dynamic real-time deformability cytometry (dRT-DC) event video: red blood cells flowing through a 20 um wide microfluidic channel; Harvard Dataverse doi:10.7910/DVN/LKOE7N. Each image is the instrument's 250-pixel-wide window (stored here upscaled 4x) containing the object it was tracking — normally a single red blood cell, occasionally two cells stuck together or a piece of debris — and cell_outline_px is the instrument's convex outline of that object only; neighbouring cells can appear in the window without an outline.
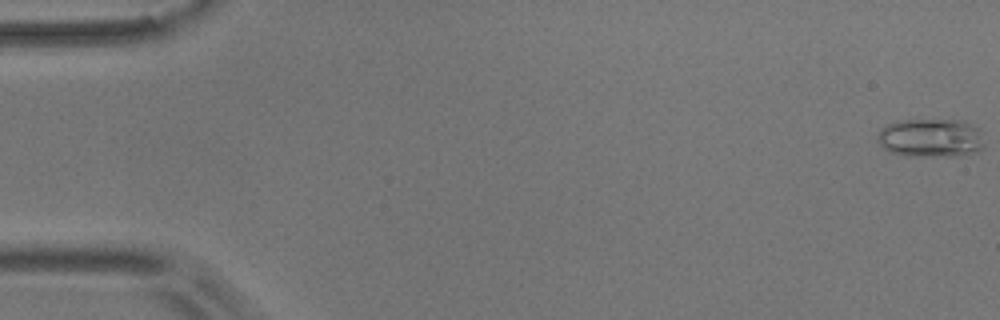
{"species": "common noctule bat (a hibernating species)", "species_latin": "Nyctalus noctula", "temperature_condition": "room temperature", "stored_images_in_passage": 21, "camera_frame_rate_fps": 3000, "um_per_image_px": 0.085, "animal": {"sex": "male", "body_mass_g": 17.9}, "frame": {"image": 1, "passage_image": 1, "time_ms": 0.0, "image_size_px": [1000, 320], "cell_outline_px": [[984, 144], [976, 152], [960, 156], [908, 156], [892, 152], [884, 148], [876, 140], [876, 136], [880, 128], [896, 120], [964, 120], [980, 128]], "centroid_in_image_um": [79.11, 11.71], "position_along_channel_um": 5.9, "area_um2": 24.39}}
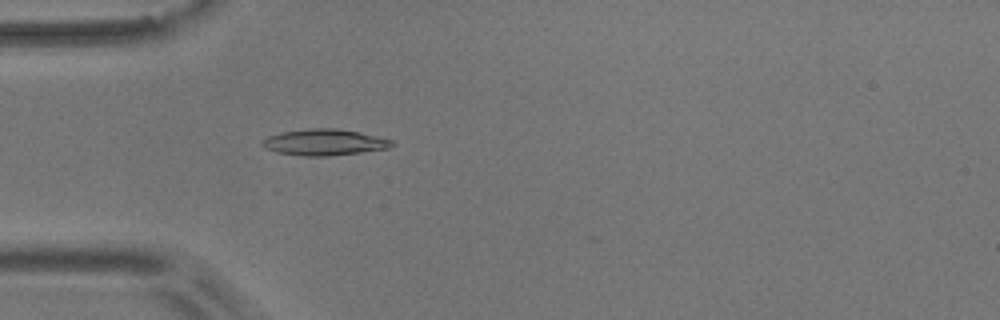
{"frame": {"image": 2, "passage_image": 17, "time_ms": 5.333, "image_size_px": [1000, 320], "cell_outline_px": [[396, 144], [388, 148], [360, 152], [328, 156], [300, 156], [276, 152], [264, 148], [260, 144], [260, 140], [268, 136], [280, 132], [308, 128], [336, 128], [360, 132], [392, 140]], "centroid_in_image_um": [27.51, 12.09], "position_along_channel_um": 57.5, "area_um2": 20.0}}
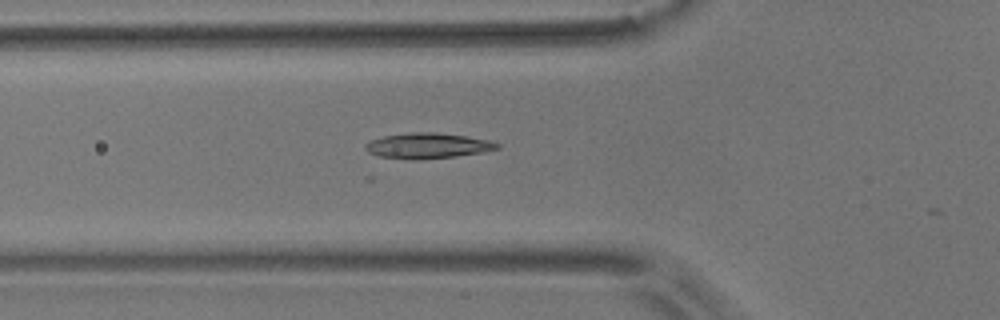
{"frame": {"image": 3, "passage_image": 20, "time_ms": 6.333, "image_size_px": [1000, 320], "cell_outline_px": [[500, 148], [484, 152], [456, 156], [420, 160], [412, 160], [380, 156], [368, 152], [364, 148], [364, 144], [372, 140], [384, 136], [408, 132], [436, 132], [492, 140], [500, 144]], "centroid_in_image_um": [36.37, 12.39], "position_along_channel_um": 89.4, "area_um2": 19.71}}